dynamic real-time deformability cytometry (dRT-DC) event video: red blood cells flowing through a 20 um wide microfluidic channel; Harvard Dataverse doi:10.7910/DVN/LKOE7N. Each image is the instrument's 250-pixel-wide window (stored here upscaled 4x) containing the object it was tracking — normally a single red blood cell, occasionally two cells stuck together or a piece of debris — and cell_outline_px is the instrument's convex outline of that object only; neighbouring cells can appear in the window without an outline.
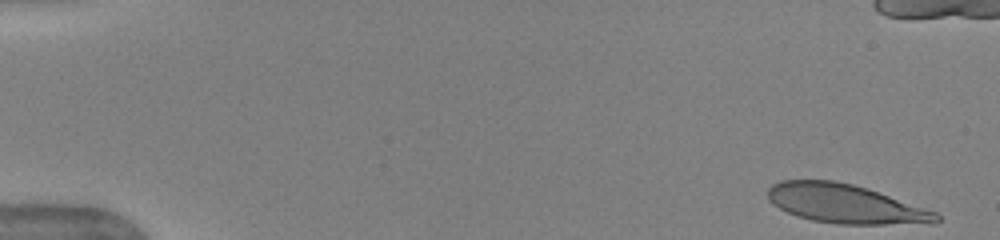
{"species": "human", "species_latin": "Homo sapiens", "temperature_condition": "warm", "stored_images_in_passage": 45, "camera_frame_rate_fps": 3000, "um_per_image_px": 0.085, "donor": {"sex": "female"}, "frame": {"image": 1, "passage_image": 1, "time_ms": 0.0, "image_size_px": [1000, 240], "cell_outline_px": [[940, 220], [936, 224], [836, 224], [812, 220], [796, 216], [772, 204], [768, 200], [768, 188], [772, 184], [780, 180], [836, 180], [852, 184], [936, 212], [940, 216]], "centroid_in_image_um": [71.82, 17.33], "position_along_channel_um": 13.2, "area_um2": 38.09}}
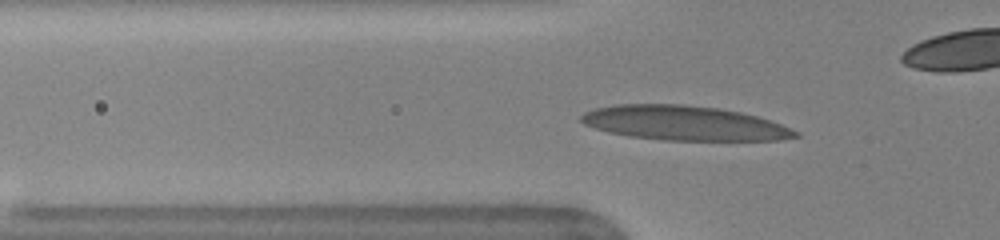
{"frame": {"image": 2, "passage_image": 16, "time_ms": 5.0, "image_size_px": [1000, 240], "cell_outline_px": [[800, 136], [780, 140], [664, 140], [628, 136], [608, 132], [584, 124], [580, 120], [580, 116], [584, 112], [596, 108], [616, 104], [684, 104], [720, 108], [740, 112], [756, 116], [780, 124], [800, 132]], "centroid_in_image_um": [58.14, 10.46], "position_along_channel_um": 67.7, "area_um2": 43.06}}
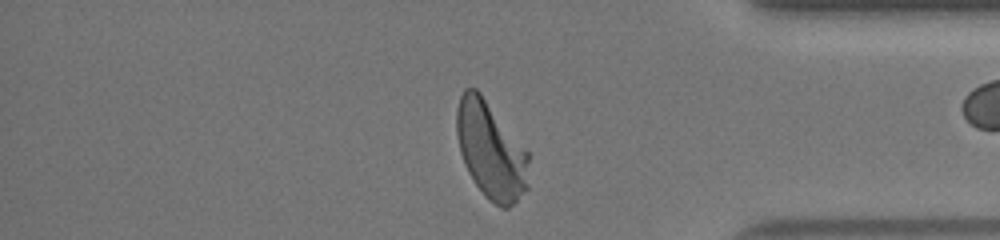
{"frame": {"image": 3, "passage_image": 42, "time_ms": 13.667, "image_size_px": [1000, 240], "cell_outline_px": [[528, 188], [508, 208], [500, 208], [488, 200], [484, 196], [468, 172], [464, 164], [460, 152], [456, 132], [456, 108], [460, 96], [464, 88], [476, 88], [480, 92], [528, 152]], "centroid_in_image_um": [41.69, 12.78], "position_along_channel_um": 393.5, "area_um2": 40.69}, "authors_computed_cell_mechanics": {"area_um2": 39.9976, "velocity_mm_per_s": 3.9524, "shape_relaxation_time_tau1_ms": 4.689, "shape_relaxation_time_tau2_ms": 0.7877, "deformation_change_tau1": 0.2465, "deformation_change_tau2": 0.088}}